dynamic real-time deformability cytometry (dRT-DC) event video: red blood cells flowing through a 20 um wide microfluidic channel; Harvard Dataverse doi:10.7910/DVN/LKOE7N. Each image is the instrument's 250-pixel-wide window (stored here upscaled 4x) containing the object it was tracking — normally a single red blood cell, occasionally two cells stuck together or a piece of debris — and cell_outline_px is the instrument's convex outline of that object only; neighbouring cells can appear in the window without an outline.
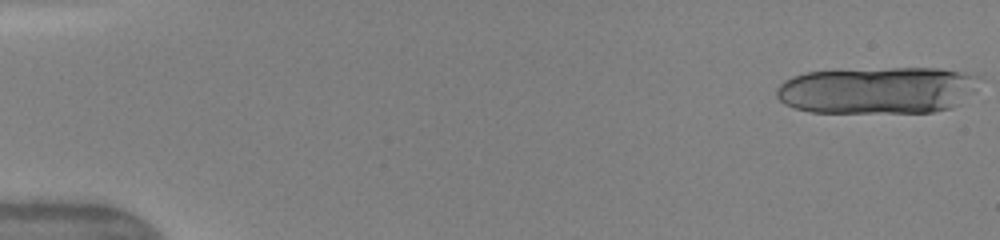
{"species": "human", "species_latin": "Homo sapiens", "temperature_condition": "warm", "stored_images_in_passage": 17, "camera_frame_rate_fps": 3000, "um_per_image_px": 0.085, "donor": {"sex": "female"}, "frame": {"image": 1, "passage_image": 1, "time_ms": 0.0, "image_size_px": [1000, 240], "cell_outline_px": [[980, 76], [952, 108], [932, 112], [812, 112], [796, 108], [784, 104], [776, 96], [776, 88], [784, 80], [792, 76], [808, 72], [892, 68], [940, 68], [964, 72]], "centroid_in_image_um": [74.47, 7.66], "position_along_channel_um": 10.5, "area_um2": 54.62}}